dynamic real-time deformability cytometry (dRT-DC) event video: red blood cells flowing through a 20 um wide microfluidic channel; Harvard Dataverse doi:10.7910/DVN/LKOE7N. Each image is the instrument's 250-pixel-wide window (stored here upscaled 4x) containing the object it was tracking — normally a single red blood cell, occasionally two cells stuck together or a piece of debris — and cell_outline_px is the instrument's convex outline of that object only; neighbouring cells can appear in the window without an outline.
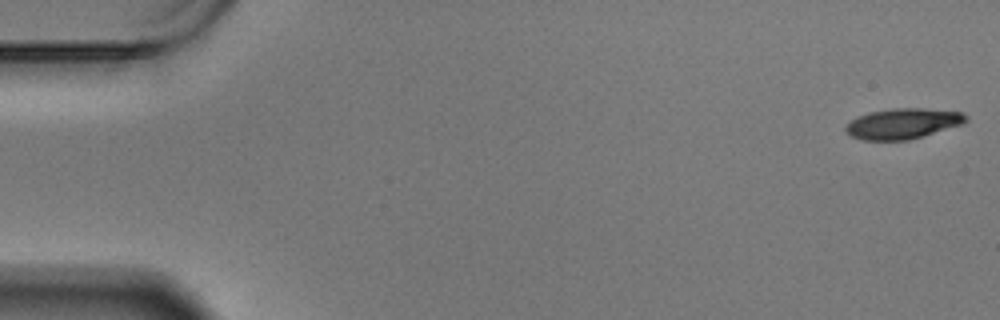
{"species": "Egyptian fruit bat (a non-hibernating species)", "species_latin": "Rousettus aegyptiacus", "temperature_condition": "warm", "stored_images_in_passage": 59, "camera_frame_rate_fps": 3000, "um_per_image_px": 0.085, "animal": {"sex": "male"}, "frame": {"image": 1, "passage_image": 1, "time_ms": 0.0, "image_size_px": [1000, 320], "cell_outline_px": [[968, 120], [960, 124], [908, 140], [864, 140], [848, 136], [844, 128], [856, 116], [868, 112], [892, 108], [924, 108], [960, 112], [968, 116]], "centroid_in_image_um": [76.67, 10.5], "position_along_channel_um": 8.3, "area_um2": 21.21}}
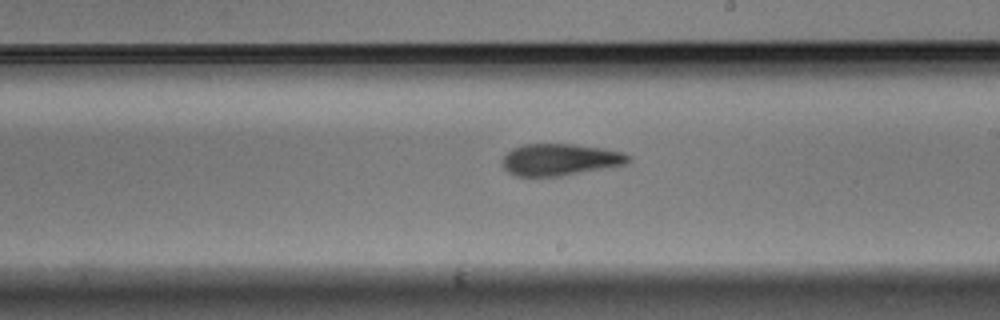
{"frame": {"image": 2, "passage_image": 34, "time_ms": 11.0, "image_size_px": [1000, 320], "cell_outline_px": [[632, 160], [624, 164], [560, 176], [516, 176], [508, 172], [500, 164], [500, 160], [512, 148], [524, 144], [572, 144], [604, 148], [624, 152], [632, 156]], "centroid_in_image_um": [47.58, 13.56], "position_along_channel_um": 241.4, "area_um2": 23.41}}
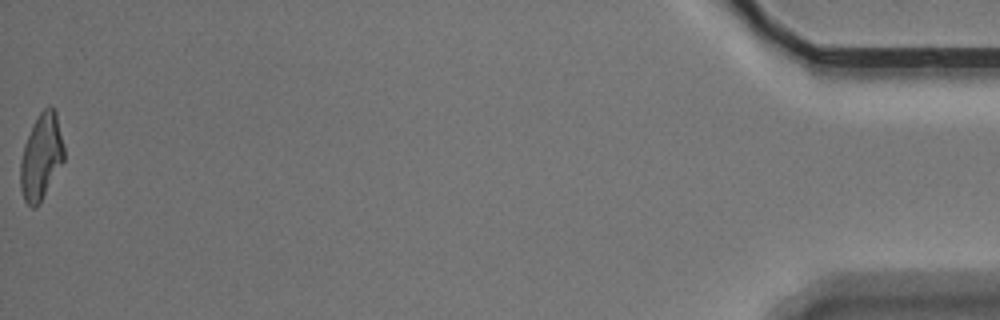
{"frame": {"image": 3, "passage_image": 59, "time_ms": 19.333, "image_size_px": [1000, 320], "cell_outline_px": [[64, 160], [40, 204], [36, 208], [32, 208], [24, 200], [20, 188], [20, 160], [24, 144], [32, 124], [40, 112], [44, 108], [52, 108], [56, 112], [64, 148]], "centroid_in_image_um": [3.48, 13.37], "position_along_channel_um": 431.7, "area_um2": 21.85}, "authors_computed_cell_mechanics": {"area_um2": 22.8888, "velocity_mm_per_s": 3.4406, "shape_relaxation_time_tau1_ms": null, "shape_relaxation_time_tau2_ms": 6.1501, "deformation_change_tau1": null, "deformation_change_tau2": 0.1679}}